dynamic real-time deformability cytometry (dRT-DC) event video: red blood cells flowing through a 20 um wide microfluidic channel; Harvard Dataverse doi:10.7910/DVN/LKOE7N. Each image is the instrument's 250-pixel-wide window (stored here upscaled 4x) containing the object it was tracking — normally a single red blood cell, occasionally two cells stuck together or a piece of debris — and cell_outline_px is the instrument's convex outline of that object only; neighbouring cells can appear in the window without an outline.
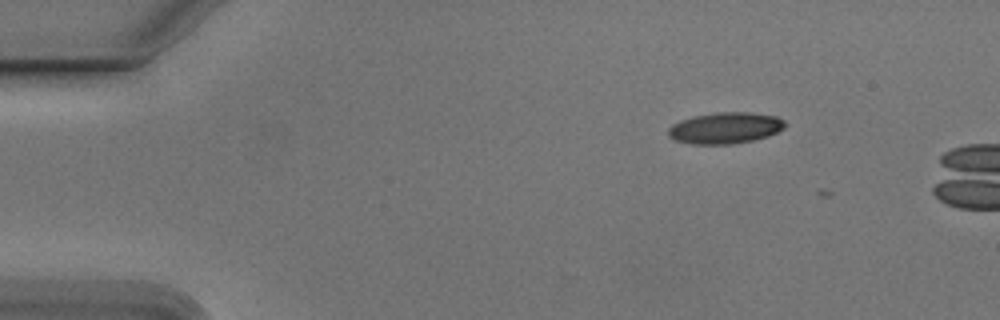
{"species": "Egyptian fruit bat (a non-hibernating species)", "species_latin": "Rousettus aegyptiacus", "temperature_condition": "cold", "stored_images_in_passage": 10, "camera_frame_rate_fps": 3000, "um_per_image_px": 0.085, "animal": {"sex": "male"}, "frame": {"image": 1, "passage_image": 1, "time_ms": 0.0, "image_size_px": [1000, 320], "cell_outline_px": [[784, 128], [768, 136], [752, 140], [732, 144], [692, 144], [676, 140], [668, 136], [668, 128], [672, 124], [680, 120], [692, 116], [716, 112], [748, 112], [776, 116], [784, 120]], "centroid_in_image_um": [61.61, 10.87], "position_along_channel_um": 23.4, "area_um2": 21.27}}
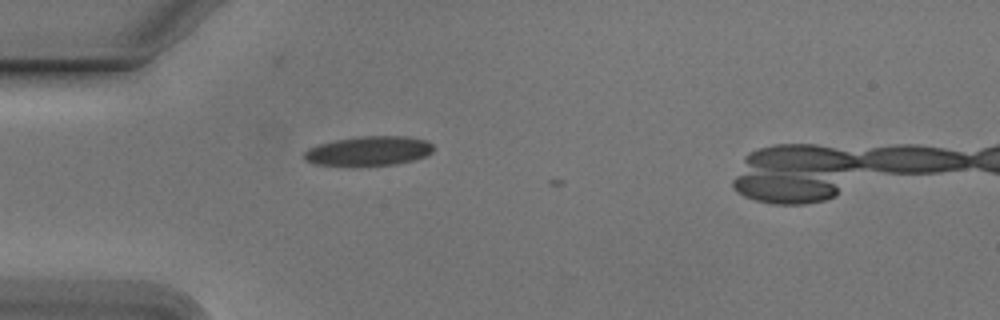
{"frame": {"image": 2, "passage_image": 9, "time_ms": 2.667, "image_size_px": [1000, 320], "cell_outline_px": [[432, 152], [424, 156], [412, 160], [396, 164], [352, 168], [316, 164], [304, 160], [304, 152], [308, 148], [320, 144], [336, 140], [360, 136], [404, 136], [428, 140], [432, 144]], "centroid_in_image_um": [31.3, 12.86], "position_along_channel_um": 53.7, "area_um2": 22.72}}